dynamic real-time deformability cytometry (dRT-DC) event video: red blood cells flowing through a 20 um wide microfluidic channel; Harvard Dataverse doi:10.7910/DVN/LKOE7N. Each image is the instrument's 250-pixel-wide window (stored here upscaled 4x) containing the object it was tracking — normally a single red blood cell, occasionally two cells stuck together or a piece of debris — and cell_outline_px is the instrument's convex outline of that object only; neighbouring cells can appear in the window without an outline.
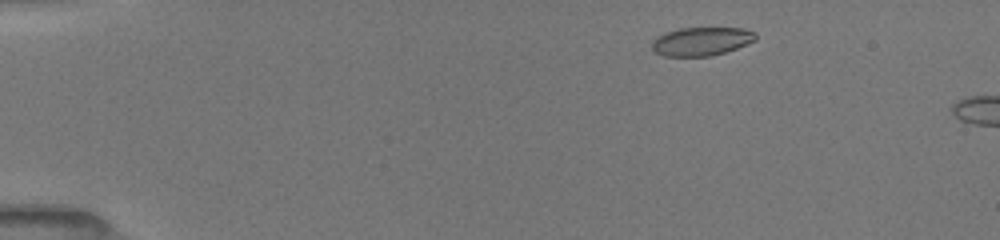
{"species": "common noctule bat (a hibernating species)", "species_latin": "Nyctalus noctula", "temperature_condition": "room temperature", "stored_images_in_passage": 4, "camera_frame_rate_fps": 3000, "um_per_image_px": 0.085, "animal": {"sex": "female", "body_mass_g": 19.5, "forearm_length_mm": 54.1}, "frame": {"image": 1, "passage_image": 2, "time_ms": 0.667, "image_size_px": [1000, 240], "cell_outline_px": [[756, 40], [736, 48], [724, 52], [708, 56], [664, 56], [656, 52], [652, 48], [652, 40], [656, 36], [664, 32], [680, 28], [744, 28], [756, 32]], "centroid_in_image_um": [59.6, 3.5], "position_along_channel_um": 25.4, "area_um2": 17.22}}